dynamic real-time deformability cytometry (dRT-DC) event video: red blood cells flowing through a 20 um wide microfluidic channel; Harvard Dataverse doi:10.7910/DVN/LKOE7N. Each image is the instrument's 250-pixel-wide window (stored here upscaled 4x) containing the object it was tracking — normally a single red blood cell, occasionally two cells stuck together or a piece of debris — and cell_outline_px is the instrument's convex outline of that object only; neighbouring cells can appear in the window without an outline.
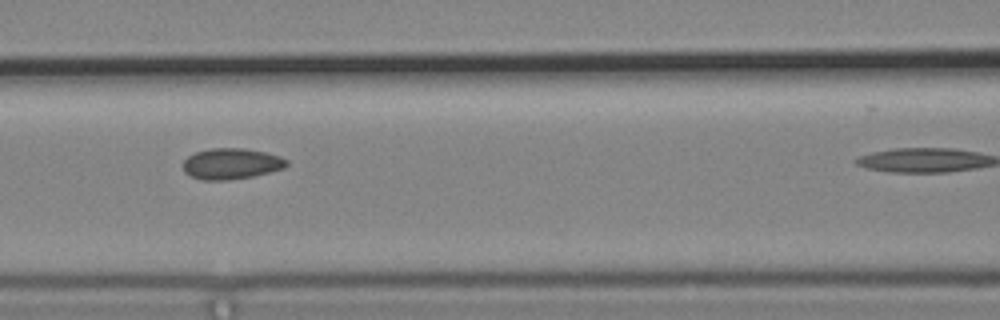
{"species": "common noctule bat (a hibernating species)", "species_latin": "Nyctalus noctula", "temperature_condition": "cold", "stored_images_in_passage": 8, "camera_frame_rate_fps": 3000, "um_per_image_px": 0.085, "animal": {"sex": "male", "body_mass_g": 19.2, "forearm_length_mm": 51.8}, "frame": {"image": 1, "passage_image": 5, "time_ms": 1.333, "image_size_px": [1000, 320], "cell_outline_px": [[288, 164], [284, 168], [252, 176], [228, 180], [204, 180], [192, 176], [184, 172], [184, 160], [188, 156], [196, 152], [212, 148], [244, 148], [264, 152], [280, 156], [288, 160]], "centroid_in_image_um": [19.67, 13.91], "position_along_channel_um": 146.9, "area_um2": 18.5}}
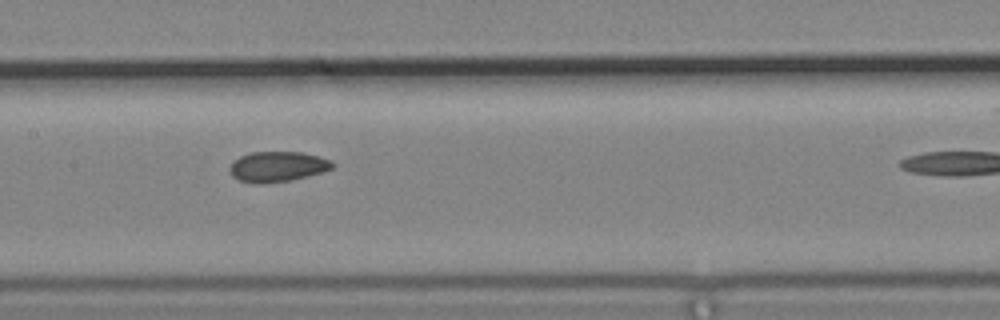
{"frame": {"image": 2, "passage_image": 6, "time_ms": 1.667, "image_size_px": [1000, 320], "cell_outline_px": [[336, 164], [332, 168], [324, 172], [292, 180], [264, 184], [252, 184], [240, 180], [232, 176], [228, 168], [240, 156], [252, 152], [300, 152], [320, 156], [332, 160]], "centroid_in_image_um": [23.62, 14.17], "position_along_channel_um": 183.8, "area_um2": 18.38}}
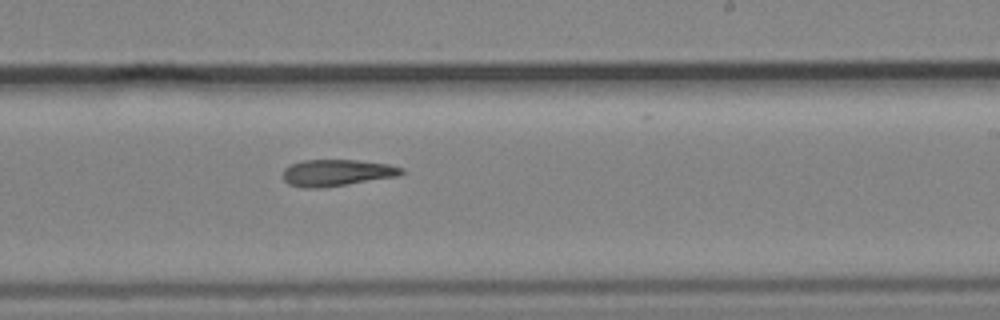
{"frame": {"image": 3, "passage_image": 8, "time_ms": 2.333, "image_size_px": [1000, 320], "cell_outline_px": [[404, 172], [400, 176], [320, 188], [304, 188], [288, 184], [284, 180], [284, 168], [292, 164], [304, 160], [356, 160], [388, 164], [404, 168]], "centroid_in_image_um": [28.65, 14.68], "position_along_channel_um": 260.4, "area_um2": 18.32}}